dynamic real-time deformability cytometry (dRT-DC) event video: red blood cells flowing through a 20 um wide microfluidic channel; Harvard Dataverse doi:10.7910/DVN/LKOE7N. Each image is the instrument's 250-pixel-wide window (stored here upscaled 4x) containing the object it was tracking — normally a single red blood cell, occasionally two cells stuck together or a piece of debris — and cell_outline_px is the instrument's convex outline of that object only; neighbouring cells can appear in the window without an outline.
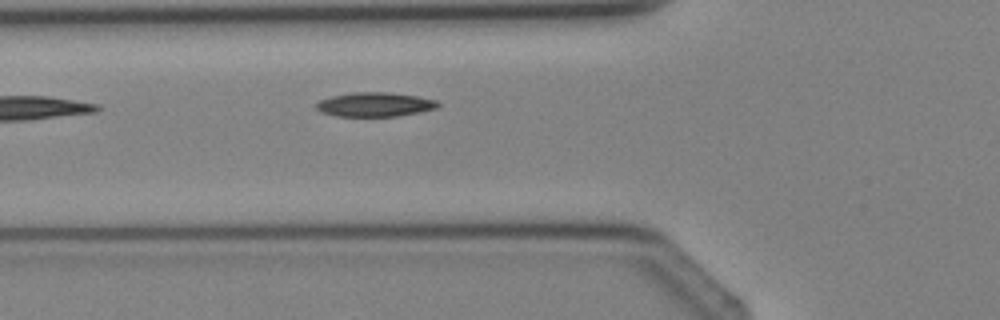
{"species": "Egyptian fruit bat (a non-hibernating species)", "species_latin": "Rousettus aegyptiacus", "temperature_condition": "cold", "stored_images_in_passage": 3, "camera_frame_rate_fps": 3000, "um_per_image_px": 0.085, "animal": {"sex": "female"}, "frame": {"image": 1, "passage_image": 3, "time_ms": 2.333, "image_size_px": [1000, 320], "cell_outline_px": [[440, 104], [436, 108], [420, 112], [396, 116], [336, 116], [320, 112], [316, 108], [316, 104], [320, 100], [332, 96], [352, 92], [392, 92], [416, 96], [436, 100]], "centroid_in_image_um": [31.85, 8.88], "position_along_channel_um": 93.9, "area_um2": 17.17}}